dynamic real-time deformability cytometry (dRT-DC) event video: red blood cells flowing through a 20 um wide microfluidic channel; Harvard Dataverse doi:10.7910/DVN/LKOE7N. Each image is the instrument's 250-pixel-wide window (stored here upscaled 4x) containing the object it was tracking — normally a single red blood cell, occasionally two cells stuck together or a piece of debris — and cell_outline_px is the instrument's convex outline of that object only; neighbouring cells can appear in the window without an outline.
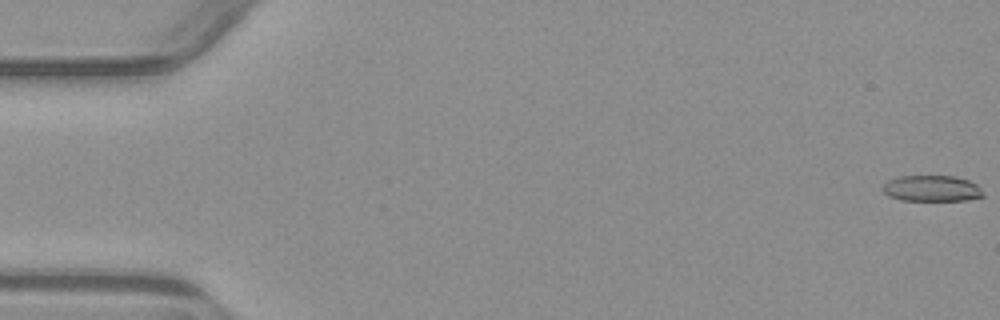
{"species": "common noctule bat (a hibernating species)", "species_latin": "Nyctalus noctula", "temperature_condition": "warm", "stored_images_in_passage": 5, "camera_frame_rate_fps": 3000, "um_per_image_px": 0.085, "animal": {"sex": "male", "body_mass_g": 23.1, "forearm_length_mm": 52.7}, "frame": {"image": 1, "passage_image": 1, "time_ms": 0.0, "image_size_px": [1000, 320], "cell_outline_px": [[984, 196], [968, 200], [900, 200], [888, 196], [880, 188], [888, 180], [900, 176], [952, 176], [968, 180], [976, 184], [984, 192]], "centroid_in_image_um": [79.18, 16.02], "position_along_channel_um": 5.8, "area_um2": 15.26}}
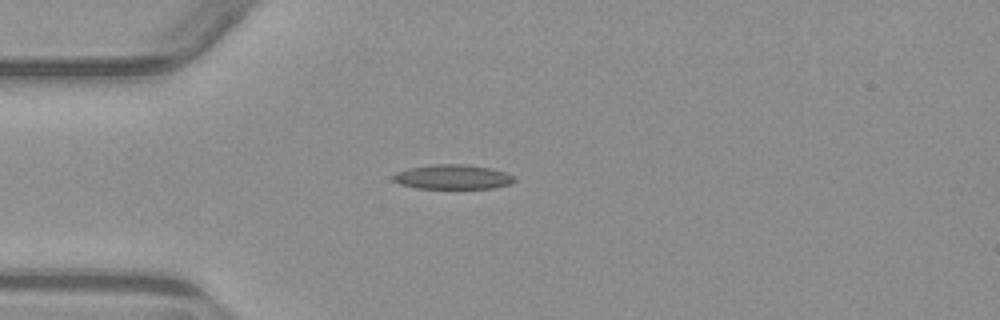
{"frame": {"image": 2, "passage_image": 5, "time_ms": 4.667, "image_size_px": [1000, 320], "cell_outline_px": [[516, 180], [512, 184], [496, 188], [416, 188], [400, 184], [392, 180], [392, 176], [396, 172], [408, 168], [432, 164], [468, 164], [492, 168], [516, 176]], "centroid_in_image_um": [38.51, 15.03], "position_along_channel_um": 46.5, "area_um2": 17.63}}